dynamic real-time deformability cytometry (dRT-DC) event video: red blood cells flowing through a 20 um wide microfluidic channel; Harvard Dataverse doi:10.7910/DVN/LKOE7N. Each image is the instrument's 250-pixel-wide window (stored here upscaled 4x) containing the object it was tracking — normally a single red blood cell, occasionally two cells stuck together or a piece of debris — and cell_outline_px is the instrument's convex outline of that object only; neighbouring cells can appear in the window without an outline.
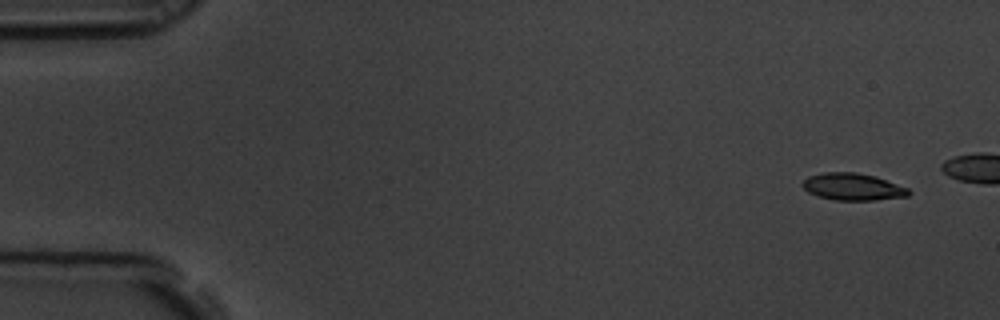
{"species": "common noctule bat (a hibernating species)", "species_latin": "Nyctalus noctula", "temperature_condition": "room temperature", "stored_images_in_passage": 6, "camera_frame_rate_fps": 3000, "um_per_image_px": 0.085, "animal": {"sex": "male", "body_mass_g": 19.5, "forearm_length_mm": 54.6}, "frame": {"image": 1, "passage_image": 1, "time_ms": 0.0, "image_size_px": [1000, 320], "cell_outline_px": [[912, 192], [908, 196], [872, 200], [836, 200], [820, 196], [808, 192], [800, 184], [808, 176], [824, 172], [856, 172], [876, 176], [908, 188]], "centroid_in_image_um": [72.49, 15.86], "position_along_channel_um": 12.5, "area_um2": 16.7}}